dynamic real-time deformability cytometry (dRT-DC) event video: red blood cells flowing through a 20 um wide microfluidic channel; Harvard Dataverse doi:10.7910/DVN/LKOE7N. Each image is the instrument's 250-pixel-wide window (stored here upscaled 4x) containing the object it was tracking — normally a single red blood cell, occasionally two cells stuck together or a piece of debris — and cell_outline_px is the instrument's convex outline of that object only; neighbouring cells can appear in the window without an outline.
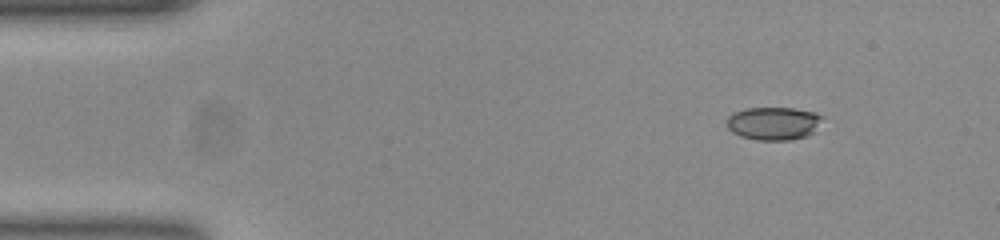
{"species": "common noctule bat (a hibernating species)", "species_latin": "Nyctalus noctula", "temperature_condition": "room temperature", "stored_images_in_passage": 47, "camera_frame_rate_fps": 3000, "um_per_image_px": 0.085, "animal": {"sex": "female", "body_mass_g": 23.0, "forearm_length_mm": 53.4}, "frame": {"image": 1, "passage_image": 1, "time_ms": 0.0, "image_size_px": [1000, 240], "cell_outline_px": [[824, 116], [816, 132], [808, 136], [788, 140], [756, 140], [740, 136], [732, 132], [728, 128], [728, 116], [732, 112], [744, 108], [792, 108], [816, 112]], "centroid_in_image_um": [65.79, 10.48], "position_along_channel_um": 19.2, "area_um2": 18.73}}
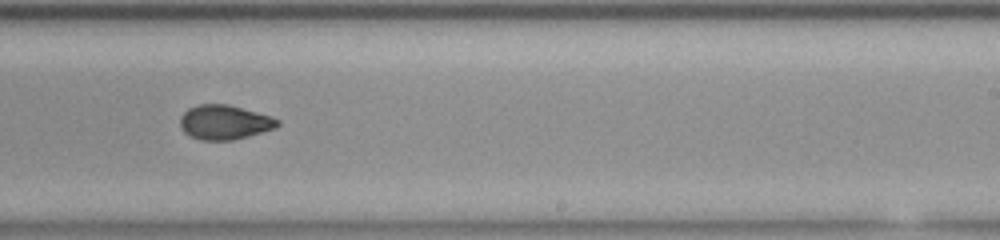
{"frame": {"image": 2, "passage_image": 27, "time_ms": 8.667, "image_size_px": [1000, 240], "cell_outline_px": [[280, 124], [276, 128], [248, 136], [232, 140], [200, 140], [184, 132], [180, 128], [180, 116], [188, 108], [196, 104], [228, 104], [272, 116], [280, 120]], "centroid_in_image_um": [19.08, 10.38], "position_along_channel_um": 269.9, "area_um2": 19.71}}
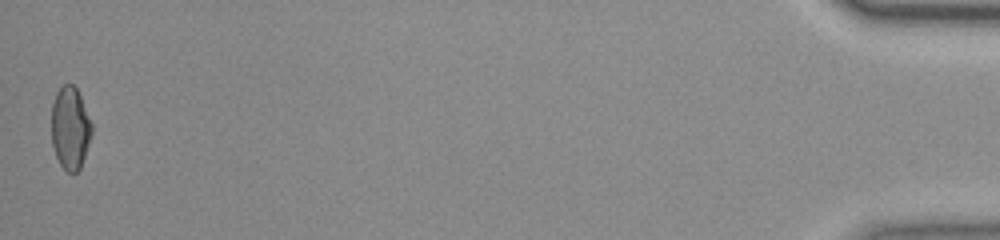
{"frame": {"image": 3, "passage_image": 47, "time_ms": 15.333, "image_size_px": [1000, 240], "cell_outline_px": [[92, 132], [80, 168], [76, 172], [68, 172], [60, 164], [56, 156], [52, 144], [52, 104], [56, 92], [64, 84], [72, 84], [76, 88], [80, 96], [92, 124]], "centroid_in_image_um": [5.96, 10.87], "position_along_channel_um": 429.2, "area_um2": 19.07}, "authors_computed_cell_mechanics": {"area_um2": 19.8254, "velocity_mm_per_s": 3.8866, "shape_relaxation_time_tau1_ms": null, "shape_relaxation_time_tau2_ms": 2.147, "deformation_change_tau1": null, "deformation_change_tau2": 0.0686}}